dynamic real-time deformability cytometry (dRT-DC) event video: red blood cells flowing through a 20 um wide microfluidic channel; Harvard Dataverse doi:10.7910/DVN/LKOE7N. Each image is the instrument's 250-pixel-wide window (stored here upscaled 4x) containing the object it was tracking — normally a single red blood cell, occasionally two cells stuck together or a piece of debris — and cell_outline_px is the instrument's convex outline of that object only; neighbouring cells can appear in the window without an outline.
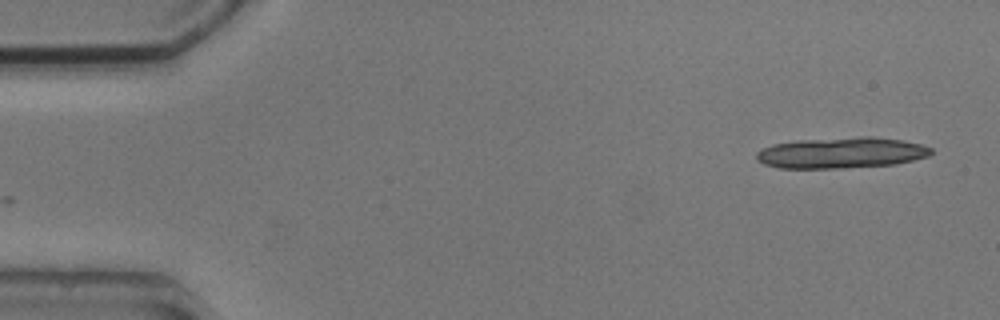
{"species": "common noctule bat (a hibernating species)", "species_latin": "Nyctalus noctula", "temperature_condition": "cold", "stored_images_in_passage": 3, "camera_frame_rate_fps": 3000, "um_per_image_px": 0.085, "animal": {"sex": "male", "body_mass_g": 20.5, "forearm_length_mm": 52.5}, "frame": {"image": 1, "passage_image": 3, "time_ms": 2.333, "image_size_px": [1000, 320], "cell_outline_px": [[932, 152], [928, 156], [896, 164], [844, 168], [780, 168], [764, 164], [756, 160], [756, 152], [760, 148], [772, 144], [800, 140], [860, 136], [872, 136], [900, 140], [920, 144], [932, 148]], "centroid_in_image_um": [71.48, 12.98], "position_along_channel_um": 13.5, "area_um2": 31.62}}